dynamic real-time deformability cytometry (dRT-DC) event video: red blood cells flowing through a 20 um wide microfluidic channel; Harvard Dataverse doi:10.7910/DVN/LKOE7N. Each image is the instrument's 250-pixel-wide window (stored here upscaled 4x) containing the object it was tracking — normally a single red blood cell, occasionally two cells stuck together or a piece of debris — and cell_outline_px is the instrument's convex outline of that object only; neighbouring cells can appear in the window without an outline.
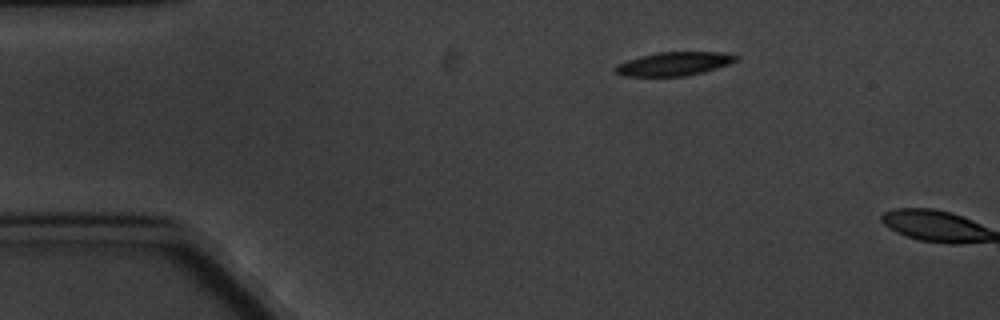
{"species": "common noctule bat (a hibernating species)", "species_latin": "Nyctalus noctula", "temperature_condition": "cold", "stored_images_in_passage": 2, "camera_frame_rate_fps": 3000, "um_per_image_px": 0.085, "animal": {"sex": "male", "body_mass_g": 20.1, "forearm_length_mm": 53.5}, "frame": {"image": 1, "passage_image": 1, "time_ms": 0.0, "image_size_px": [1000, 320], "cell_outline_px": [[740, 60], [704, 72], [684, 76], [624, 76], [616, 72], [616, 64], [640, 56], [660, 52], [724, 52], [740, 56]], "centroid_in_image_um": [57.35, 5.42], "position_along_channel_um": 27.6, "area_um2": 16.59}}